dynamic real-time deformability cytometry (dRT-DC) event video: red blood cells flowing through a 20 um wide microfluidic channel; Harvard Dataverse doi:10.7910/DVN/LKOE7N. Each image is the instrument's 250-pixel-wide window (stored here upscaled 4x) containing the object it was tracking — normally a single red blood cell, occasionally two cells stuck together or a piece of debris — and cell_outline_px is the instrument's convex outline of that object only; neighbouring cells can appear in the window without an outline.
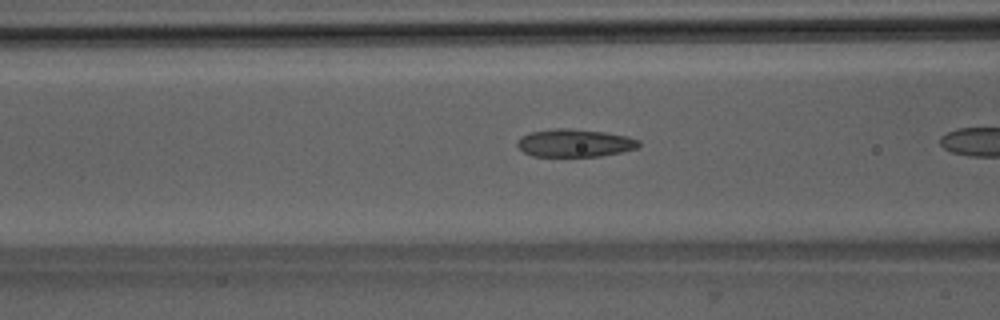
{"species": "Egyptian fruit bat (a non-hibernating species)", "species_latin": "Rousettus aegyptiacus", "temperature_condition": "room temperature", "stored_images_in_passage": 10, "camera_frame_rate_fps": 3000, "um_per_image_px": 0.085, "animal": {"sex": "male"}, "frame": {"image": 1, "passage_image": 6, "time_ms": 1.667, "image_size_px": [1000, 320], "cell_outline_px": [[640, 144], [636, 148], [620, 152], [600, 156], [532, 156], [524, 152], [516, 144], [516, 140], [532, 132], [556, 128], [568, 128], [604, 132], [628, 136], [640, 140]], "centroid_in_image_um": [48.86, 12.15], "position_along_channel_um": 117.7, "area_um2": 19.54}}